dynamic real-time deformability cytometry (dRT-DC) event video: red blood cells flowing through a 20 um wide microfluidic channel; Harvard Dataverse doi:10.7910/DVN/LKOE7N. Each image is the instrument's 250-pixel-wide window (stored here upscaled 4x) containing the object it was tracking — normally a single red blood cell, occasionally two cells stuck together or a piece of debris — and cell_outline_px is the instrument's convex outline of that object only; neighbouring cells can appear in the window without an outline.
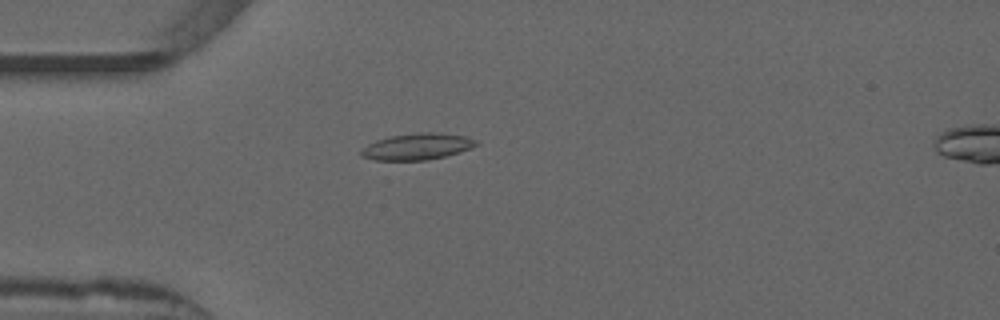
{"species": "common noctule bat (a hibernating species)", "species_latin": "Nyctalus noctula", "temperature_condition": "warm", "stored_images_in_passage": 39, "camera_frame_rate_fps": 3000, "um_per_image_px": 0.085, "animal": {"sex": "male", "forearm_length_mm": 52.5}, "frame": {"image": 1, "passage_image": 1, "time_ms": 0.0, "image_size_px": [1000, 320], "cell_outline_px": [[480, 144], [472, 148], [460, 152], [428, 160], [372, 160], [360, 156], [360, 152], [368, 144], [376, 140], [392, 136], [416, 132], [440, 132], [464, 136], [476, 140]], "centroid_in_image_um": [35.48, 12.45], "position_along_channel_um": 49.5, "area_um2": 17.8}}
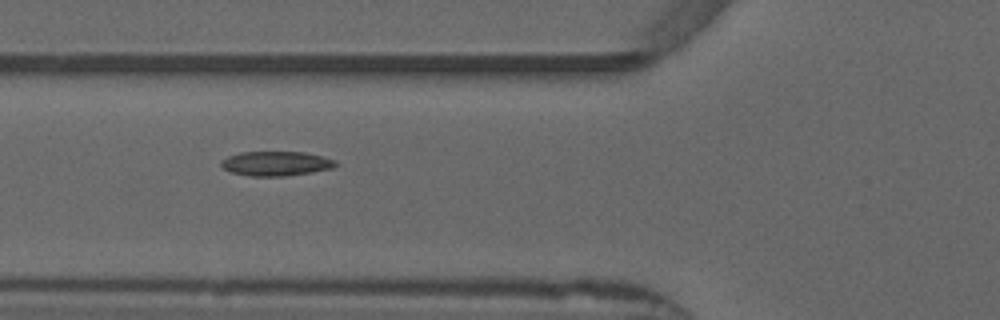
{"frame": {"image": 2, "passage_image": 6, "time_ms": 1.667, "image_size_px": [1000, 320], "cell_outline_px": [[340, 164], [332, 168], [312, 172], [284, 176], [248, 176], [232, 172], [224, 168], [220, 164], [220, 160], [228, 156], [240, 152], [304, 152], [324, 156], [336, 160]], "centroid_in_image_um": [23.49, 13.89], "position_along_channel_um": 102.3, "area_um2": 16.47}, "authors_computed_cell_mechanics": {"area_um2": 15.6638, "velocity_mm_per_s": 3.8696, "shape_relaxation_time_tau1_ms": null, "shape_relaxation_time_tau2_ms": 5.8447, "deformation_change_tau1": null, "deformation_change_tau2": 0.1126}}